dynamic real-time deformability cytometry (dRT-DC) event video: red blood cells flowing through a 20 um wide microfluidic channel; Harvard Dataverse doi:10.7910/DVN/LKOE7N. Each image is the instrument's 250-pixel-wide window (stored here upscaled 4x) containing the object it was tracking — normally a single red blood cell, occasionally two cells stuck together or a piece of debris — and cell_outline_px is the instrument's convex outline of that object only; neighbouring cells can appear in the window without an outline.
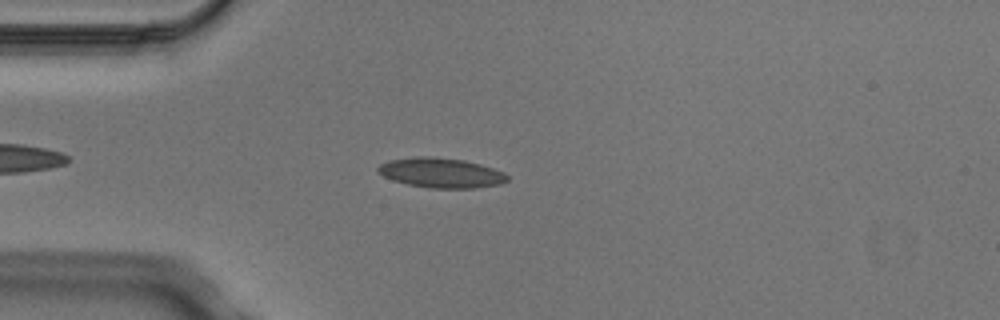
{"species": "Egyptian fruit bat (a non-hibernating species)", "species_latin": "Rousettus aegyptiacus", "temperature_condition": "cold", "stored_images_in_passage": 4, "camera_frame_rate_fps": 3000, "um_per_image_px": 0.085, "animal": {"sex": "male"}, "frame": {"image": 1, "passage_image": 4, "time_ms": 1.0, "image_size_px": [1000, 320], "cell_outline_px": [[508, 180], [500, 184], [476, 188], [428, 188], [408, 184], [392, 180], [376, 172], [376, 168], [380, 164], [392, 160], [416, 156], [432, 156], [464, 160], [480, 164], [504, 172], [508, 176]], "centroid_in_image_um": [37.48, 14.69], "position_along_channel_um": 47.5, "area_um2": 22.54}}